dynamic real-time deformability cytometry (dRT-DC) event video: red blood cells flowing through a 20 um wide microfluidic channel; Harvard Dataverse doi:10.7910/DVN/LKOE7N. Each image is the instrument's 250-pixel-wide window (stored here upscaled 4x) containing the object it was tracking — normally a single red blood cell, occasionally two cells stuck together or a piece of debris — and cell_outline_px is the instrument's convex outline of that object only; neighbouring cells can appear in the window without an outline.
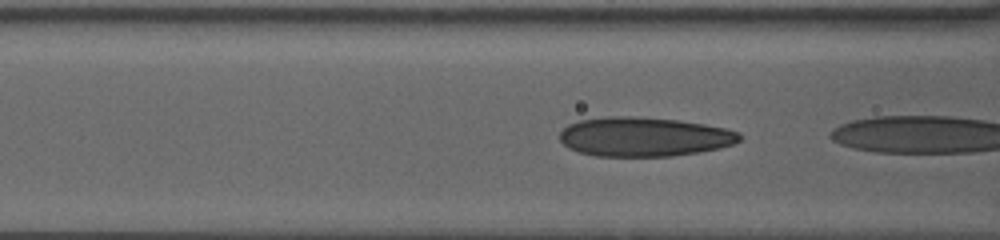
{"species": "human", "species_latin": "Homo sapiens", "temperature_condition": "warm", "stored_images_in_passage": 20, "camera_frame_rate_fps": 3000, "um_per_image_px": 0.085, "donor": {"sex": "female"}, "frame": {"image": 1, "passage_image": 19, "time_ms": 8.333, "image_size_px": [1000, 240], "cell_outline_px": [[744, 136], [740, 140], [732, 144], [720, 148], [672, 156], [596, 156], [580, 152], [568, 148], [560, 140], [560, 132], [568, 124], [580, 120], [608, 116], [632, 116], [676, 120], [704, 124], [724, 128], [740, 132]], "centroid_in_image_um": [54.74, 11.62], "position_along_channel_um": 111.9, "area_um2": 41.1}}